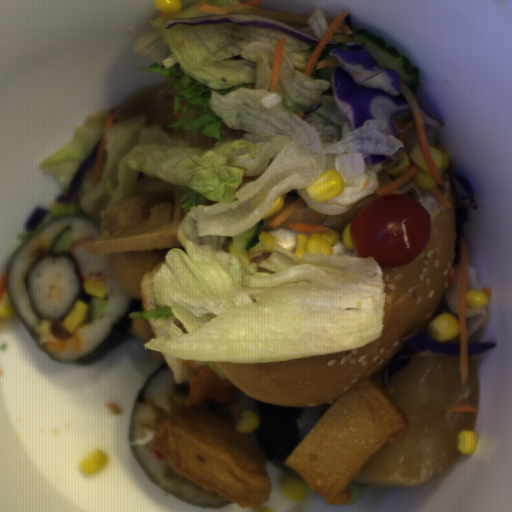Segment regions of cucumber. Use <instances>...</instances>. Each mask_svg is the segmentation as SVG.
I'll use <instances>...</instances> for the list:
<instances>
[{
    "label": "cucumber",
    "instance_id": "1",
    "mask_svg": "<svg viewBox=\"0 0 512 512\" xmlns=\"http://www.w3.org/2000/svg\"><path fill=\"white\" fill-rule=\"evenodd\" d=\"M354 39L352 43L365 45L369 55L378 60L379 69H388L396 72L400 79L408 86L413 95L421 87L420 70L411 65L407 56L394 45H389L383 36H376L367 28L352 26Z\"/></svg>",
    "mask_w": 512,
    "mask_h": 512
},
{
    "label": "cucumber",
    "instance_id": "2",
    "mask_svg": "<svg viewBox=\"0 0 512 512\" xmlns=\"http://www.w3.org/2000/svg\"><path fill=\"white\" fill-rule=\"evenodd\" d=\"M266 220H260L253 228L232 237L233 250L250 251L260 242V233Z\"/></svg>",
    "mask_w": 512,
    "mask_h": 512
},
{
    "label": "cucumber",
    "instance_id": "3",
    "mask_svg": "<svg viewBox=\"0 0 512 512\" xmlns=\"http://www.w3.org/2000/svg\"><path fill=\"white\" fill-rule=\"evenodd\" d=\"M71 247H73L72 226L67 225L55 236L51 246V254L68 253Z\"/></svg>",
    "mask_w": 512,
    "mask_h": 512
},
{
    "label": "cucumber",
    "instance_id": "4",
    "mask_svg": "<svg viewBox=\"0 0 512 512\" xmlns=\"http://www.w3.org/2000/svg\"><path fill=\"white\" fill-rule=\"evenodd\" d=\"M106 306H107V299L95 298L92 296L91 301L89 303H87L88 321L92 322L95 319H97L101 316H104L106 314Z\"/></svg>",
    "mask_w": 512,
    "mask_h": 512
}]
</instances>
